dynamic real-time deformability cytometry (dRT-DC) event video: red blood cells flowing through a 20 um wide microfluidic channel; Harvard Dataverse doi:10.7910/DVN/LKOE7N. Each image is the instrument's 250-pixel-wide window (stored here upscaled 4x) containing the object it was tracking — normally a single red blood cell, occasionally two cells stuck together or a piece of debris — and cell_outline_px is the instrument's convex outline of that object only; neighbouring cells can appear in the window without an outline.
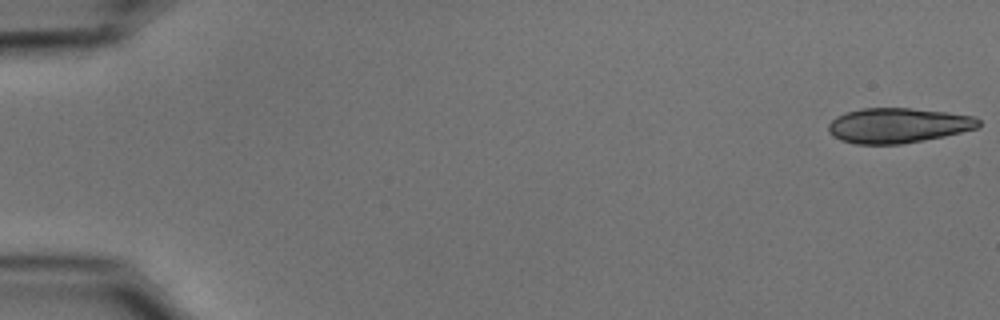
{"species": "common noctule bat (a hibernating species)", "species_latin": "Nyctalus noctula", "temperature_condition": "cold", "stored_images_in_passage": 55, "segment_of_instrument_passage": [1, 2], "camera_frame_rate_fps": 3000, "um_per_image_px": 0.085, "animal": {"sex": "male", "body_mass_g": 15.6}, "frame": {"image": 1, "passage_image": 1, "time_ms": 0.0, "image_size_px": [1000, 320], "cell_outline_px": [[980, 124], [976, 128], [944, 136], [924, 140], [900, 144], [856, 144], [840, 140], [832, 136], [828, 132], [828, 124], [836, 116], [848, 112], [864, 108], [908, 108], [948, 112], [976, 116], [980, 120]], "centroid_in_image_um": [76.32, 10.66], "position_along_channel_um": 8.7, "area_um2": 30.63}}